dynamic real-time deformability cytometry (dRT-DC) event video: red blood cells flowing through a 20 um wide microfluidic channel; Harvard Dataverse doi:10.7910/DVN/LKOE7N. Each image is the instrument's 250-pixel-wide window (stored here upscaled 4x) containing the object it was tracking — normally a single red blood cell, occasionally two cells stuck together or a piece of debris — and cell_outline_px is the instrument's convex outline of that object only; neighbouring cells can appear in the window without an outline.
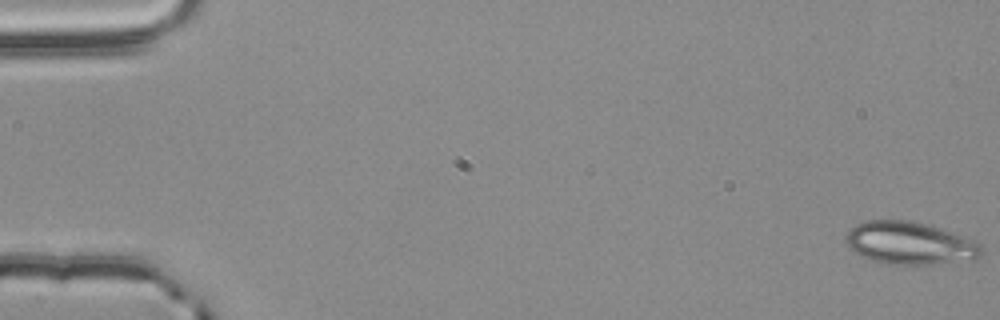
{"species": "common noctule bat (a hibernating species)", "species_latin": "Nyctalus noctula", "temperature_condition": "room temperature", "stored_images_in_passage": 3, "camera_frame_rate_fps": 3000, "um_per_image_px": 0.085, "animal": {"sex": "male", "body_mass_g": 20.4}, "frame": {"image": 1, "passage_image": 1, "time_ms": 0.0, "image_size_px": [1000, 320], "cell_outline_px": [[984, 252], [976, 260], [928, 264], [884, 264], [872, 260], [856, 252], [848, 244], [844, 236], [848, 228], [856, 224], [868, 220], [912, 220], [976, 240], [984, 248]], "centroid_in_image_um": [77.37, 20.67], "position_along_channel_um": 7.6, "area_um2": 33.76}}